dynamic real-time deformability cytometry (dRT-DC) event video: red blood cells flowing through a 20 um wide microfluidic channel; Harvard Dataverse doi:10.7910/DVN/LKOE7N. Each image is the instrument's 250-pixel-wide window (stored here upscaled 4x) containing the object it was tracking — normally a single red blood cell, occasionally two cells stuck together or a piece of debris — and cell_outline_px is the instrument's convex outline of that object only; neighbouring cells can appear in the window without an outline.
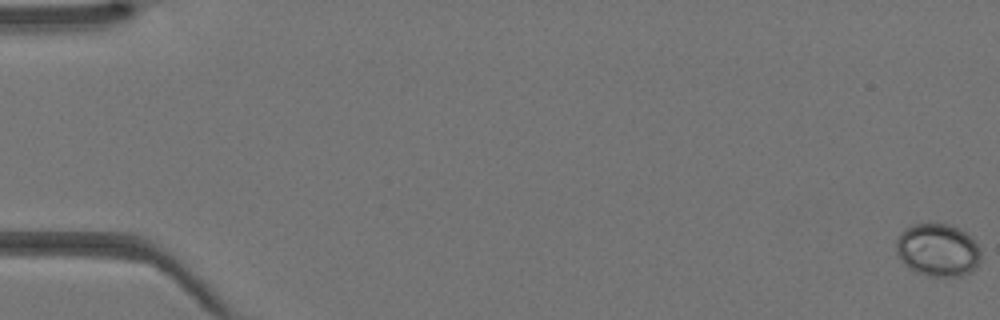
{"species": "Egyptian fruit bat (a non-hibernating species)", "species_latin": "Rousettus aegyptiacus", "temperature_condition": "warm", "stored_images_in_passage": 15, "camera_frame_rate_fps": 3000, "um_per_image_px": 0.085, "animal": {"sex": "female"}, "frame": {"image": 1, "passage_image": 1, "time_ms": 0.0, "image_size_px": [1000, 320], "cell_outline_px": [[980, 260], [976, 268], [972, 272], [960, 276], [928, 276], [916, 272], [908, 268], [900, 260], [896, 252], [896, 240], [900, 232], [904, 228], [912, 224], [948, 224], [964, 232], [980, 248]], "centroid_in_image_um": [79.67, 21.27], "position_along_channel_um": 5.3, "area_um2": 26.13}}
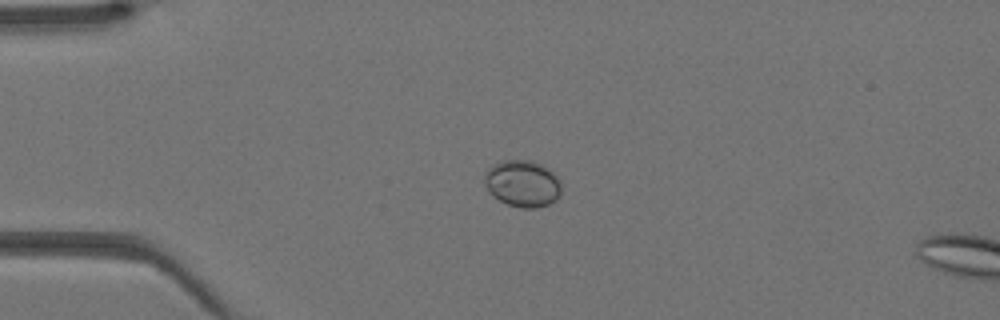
{"frame": {"image": 2, "passage_image": 12, "time_ms": 3.667, "image_size_px": [1000, 320], "cell_outline_px": [[560, 192], [556, 200], [548, 204], [536, 208], [520, 208], [508, 204], [500, 200], [488, 192], [484, 184], [484, 176], [488, 168], [492, 164], [504, 160], [532, 160], [548, 168], [560, 180]], "centroid_in_image_um": [44.39, 15.59], "position_along_channel_um": 40.6, "area_um2": 20.98}}